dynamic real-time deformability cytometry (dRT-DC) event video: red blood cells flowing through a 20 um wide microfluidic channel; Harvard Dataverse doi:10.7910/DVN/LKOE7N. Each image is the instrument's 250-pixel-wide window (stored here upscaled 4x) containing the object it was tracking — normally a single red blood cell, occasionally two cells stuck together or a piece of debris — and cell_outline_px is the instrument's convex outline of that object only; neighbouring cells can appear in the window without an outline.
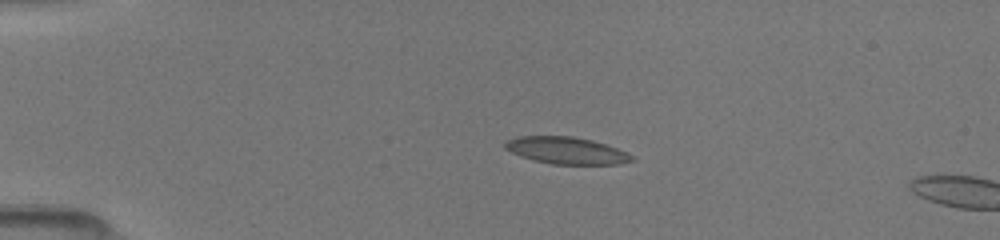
{"species": "common noctule bat (a hibernating species)", "species_latin": "Nyctalus noctula", "temperature_condition": "room temperature", "stored_images_in_passage": 28, "camera_frame_rate_fps": 3000, "um_per_image_px": 0.085, "animal": {"sex": "female", "body_mass_g": 19.5, "forearm_length_mm": 54.1}, "frame": {"image": 1, "passage_image": 13, "time_ms": 3.667, "image_size_px": [1000, 240], "cell_outline_px": [[636, 160], [620, 164], [552, 164], [532, 160], [520, 156], [504, 148], [504, 140], [516, 136], [572, 136], [592, 140], [628, 152], [636, 156]], "centroid_in_image_um": [48.15, 12.79], "position_along_channel_um": 36.9, "area_um2": 20.17}}
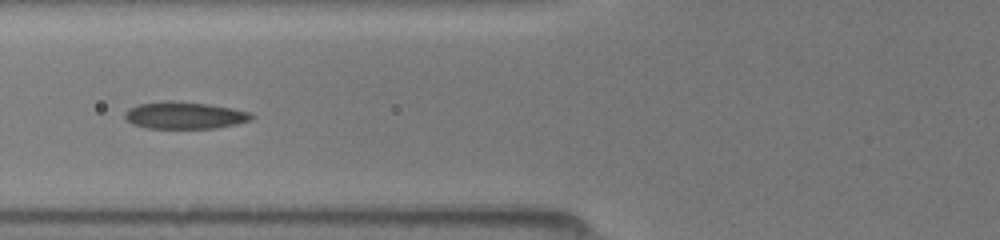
{"frame": {"image": 2, "passage_image": 20, "time_ms": 6.667, "image_size_px": [1000, 240], "cell_outline_px": [[256, 116], [252, 120], [236, 124], [216, 128], [148, 128], [132, 124], [124, 116], [124, 112], [128, 108], [140, 104], [160, 100], [172, 100], [208, 104], [232, 108], [252, 112]], "centroid_in_image_um": [15.71, 9.79], "position_along_channel_um": 110.1, "area_um2": 20.23}}
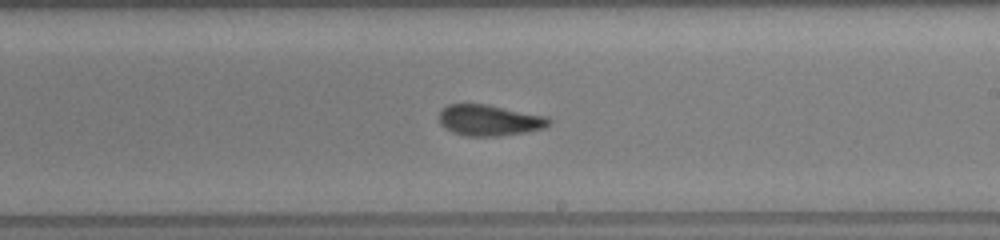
{"frame": {"image": 3, "passage_image": 27, "time_ms": 10.0, "image_size_px": [1000, 240], "cell_outline_px": [[552, 120], [544, 128], [528, 132], [500, 136], [464, 136], [452, 132], [444, 128], [440, 124], [440, 108], [448, 104], [488, 104], [548, 116]], "centroid_in_image_um": [41.6, 10.22], "position_along_channel_um": 247.4, "area_um2": 20.17}}